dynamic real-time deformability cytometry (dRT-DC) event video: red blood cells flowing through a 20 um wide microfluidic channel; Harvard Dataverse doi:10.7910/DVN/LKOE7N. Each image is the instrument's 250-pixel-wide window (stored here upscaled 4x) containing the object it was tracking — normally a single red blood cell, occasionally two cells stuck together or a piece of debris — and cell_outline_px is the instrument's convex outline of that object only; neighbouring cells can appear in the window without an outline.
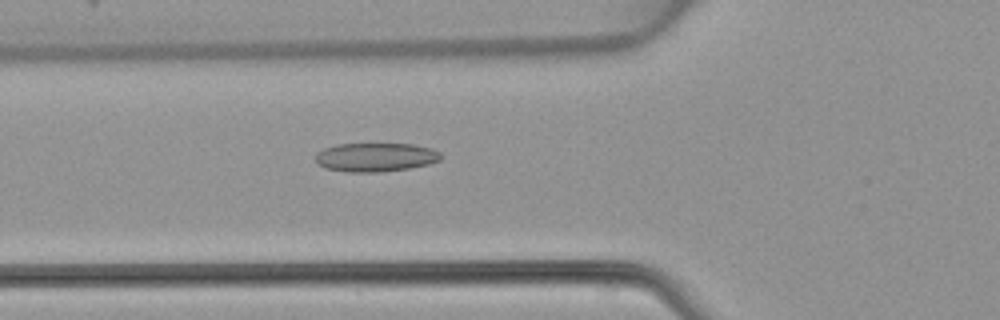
{"species": "common noctule bat (a hibernating species)", "species_latin": "Nyctalus noctula", "temperature_condition": "warm", "stored_images_in_passage": 48, "camera_frame_rate_fps": 3000, "um_per_image_px": 0.085, "animal": {"sex": "female", "body_mass_g": 22.7, "forearm_length_mm": 54.2}, "frame": {"image": 1, "passage_image": 18, "time_ms": 5.667, "image_size_px": [1000, 320], "cell_outline_px": [[440, 160], [428, 164], [408, 168], [380, 172], [348, 172], [324, 168], [316, 164], [316, 152], [324, 148], [340, 144], [412, 144], [432, 148], [440, 152]], "centroid_in_image_um": [31.89, 13.36], "position_along_channel_um": 93.9, "area_um2": 21.04}}
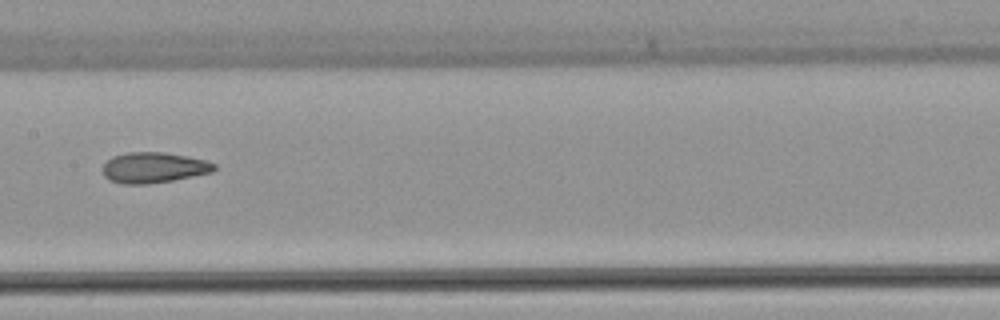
{"frame": {"image": 2, "passage_image": 25, "time_ms": 8.0, "image_size_px": [1000, 320], "cell_outline_px": [[216, 168], [212, 172], [172, 180], [148, 184], [120, 184], [108, 180], [104, 176], [104, 164], [112, 156], [128, 152], [164, 152], [188, 156], [204, 160], [216, 164]], "centroid_in_image_um": [13.05, 14.25], "position_along_channel_um": 194.4, "area_um2": 19.88}}
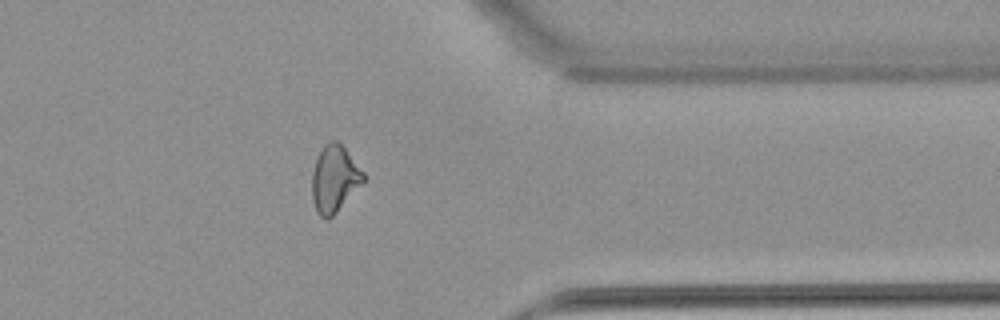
{"frame": {"image": 3, "passage_image": 39, "time_ms": 12.667, "image_size_px": [1000, 320], "cell_outline_px": [[364, 180], [336, 212], [328, 220], [324, 220], [316, 212], [312, 200], [312, 172], [316, 156], [324, 144], [328, 140], [336, 140], [344, 148], [364, 172]], "centroid_in_image_um": [28.38, 15.19], "position_along_channel_um": 383.0, "area_um2": 19.88}}